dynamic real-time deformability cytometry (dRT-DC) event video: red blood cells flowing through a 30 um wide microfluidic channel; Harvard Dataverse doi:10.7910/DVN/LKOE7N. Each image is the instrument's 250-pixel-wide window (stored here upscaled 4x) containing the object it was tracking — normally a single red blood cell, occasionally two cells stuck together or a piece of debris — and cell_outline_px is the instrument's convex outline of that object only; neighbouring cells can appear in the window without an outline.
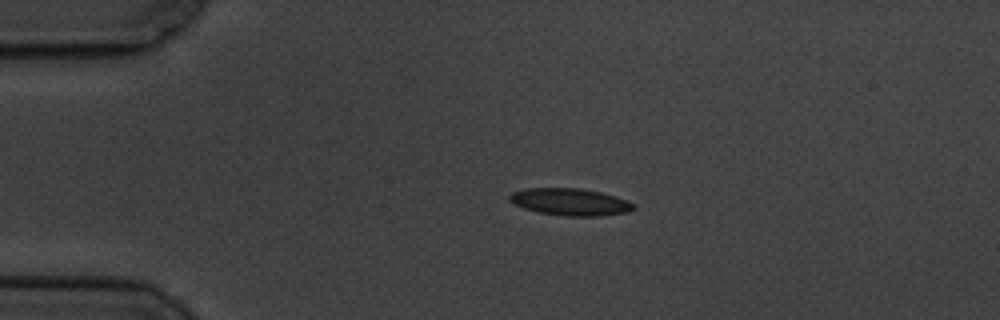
{"species": "common noctule bat (a hibernating species)", "species_latin": "Nyctalus noctula", "temperature_condition": "cold", "stored_images_in_passage": 9, "camera_frame_rate_fps": 3000, "um_per_image_px": 0.085, "animal": {"sex": "male", "body_mass_g": 19.5, "forearm_length_mm": 54.6}, "frame": {"image": 1, "passage_image": 1, "time_ms": 0.0, "image_size_px": [1000, 320], "cell_outline_px": [[636, 208], [628, 212], [600, 216], [564, 216], [540, 212], [524, 208], [512, 204], [508, 200], [508, 196], [512, 192], [528, 188], [580, 188], [600, 192], [628, 200], [636, 204]], "centroid_in_image_um": [48.47, 17.16], "position_along_channel_um": 36.5, "area_um2": 19.71}}
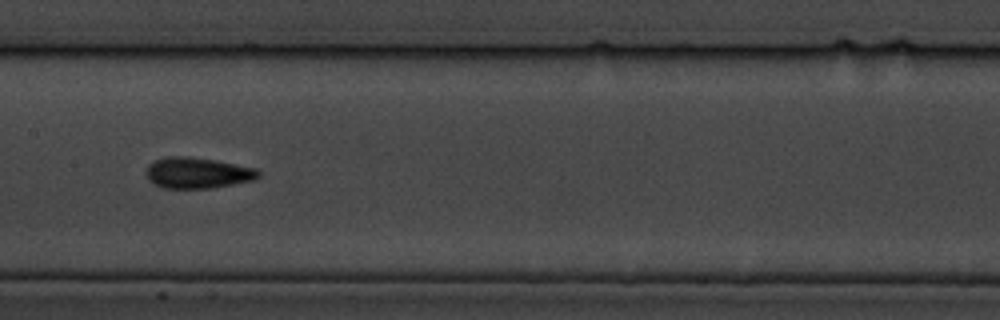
{"frame": {"image": 2, "passage_image": 6, "time_ms": 5.667, "image_size_px": [1000, 320], "cell_outline_px": [[260, 176], [252, 180], [212, 188], [164, 188], [152, 184], [148, 180], [144, 172], [148, 164], [164, 156], [188, 156], [212, 160], [256, 168], [260, 172]], "centroid_in_image_um": [16.71, 14.7], "position_along_channel_um": 190.7, "area_um2": 20.29}}
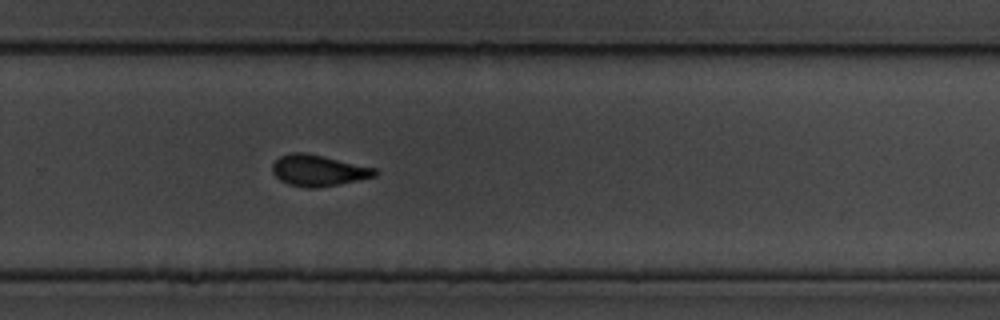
{"frame": {"image": 3, "passage_image": 9, "time_ms": 9.0, "image_size_px": [1000, 320], "cell_outline_px": [[380, 172], [376, 176], [340, 184], [316, 188], [304, 188], [288, 184], [280, 180], [272, 172], [272, 164], [280, 156], [292, 152], [304, 152], [376, 168]], "centroid_in_image_um": [27.06, 14.5], "position_along_channel_um": 302.7, "area_um2": 18.67}}